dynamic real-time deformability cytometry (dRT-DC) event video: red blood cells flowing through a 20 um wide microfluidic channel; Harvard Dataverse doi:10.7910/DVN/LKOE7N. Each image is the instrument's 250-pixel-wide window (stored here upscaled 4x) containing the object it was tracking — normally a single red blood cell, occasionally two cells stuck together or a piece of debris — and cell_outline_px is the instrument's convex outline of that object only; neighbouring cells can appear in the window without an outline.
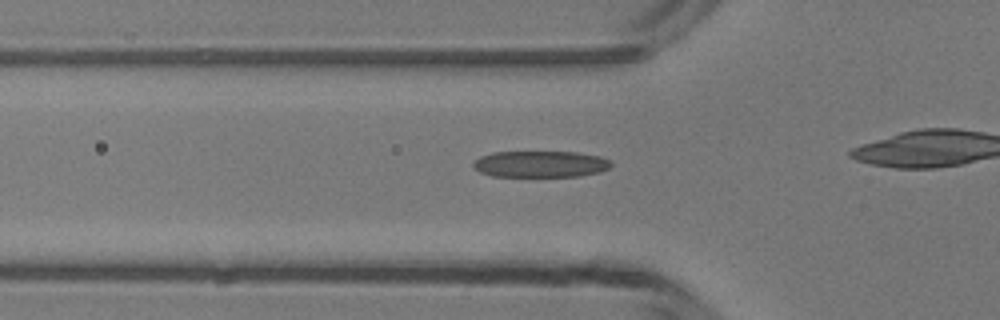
{"species": "common noctule bat (a hibernating species)", "species_latin": "Nyctalus noctula", "temperature_condition": "room temperature", "stored_images_in_passage": 35, "camera_frame_rate_fps": 3000, "um_per_image_px": 0.085, "animal": {"sex": "male", "body_mass_g": 13.3}, "frame": {"image": 1, "passage_image": 13, "time_ms": 4.0, "image_size_px": [1000, 320], "cell_outline_px": [[612, 164], [608, 168], [600, 172], [580, 176], [492, 176], [480, 172], [472, 168], [472, 164], [480, 156], [492, 152], [576, 152], [600, 156], [612, 160]], "centroid_in_image_um": [45.94, 13.94], "position_along_channel_um": 79.9, "area_um2": 21.33}}
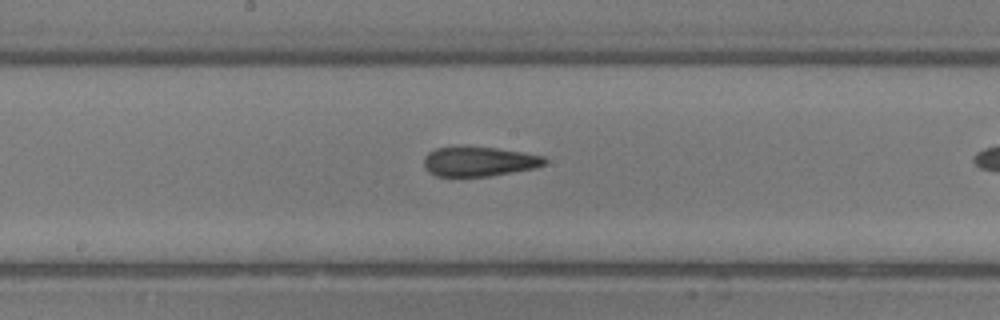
{"frame": {"image": 2, "passage_image": 22, "time_ms": 7.0, "image_size_px": [1000, 320], "cell_outline_px": [[548, 160], [544, 164], [536, 168], [488, 176], [436, 176], [428, 172], [424, 168], [424, 156], [428, 152], [436, 148], [456, 144], [464, 144], [496, 148], [524, 152], [544, 156]], "centroid_in_image_um": [40.67, 13.68], "position_along_channel_um": 207.5, "area_um2": 21.56}}
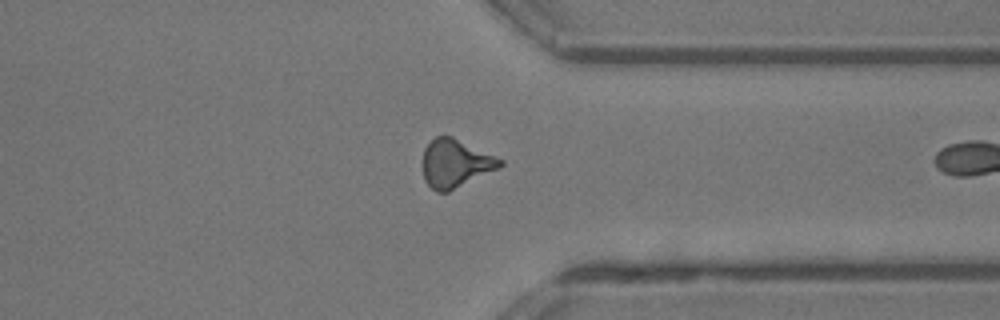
{"frame": {"image": 3, "passage_image": 34, "time_ms": 11.0, "image_size_px": [1000, 320], "cell_outline_px": [[504, 164], [500, 168], [448, 192], [436, 192], [424, 180], [424, 148], [436, 136], [452, 136], [504, 160]], "centroid_in_image_um": [38.74, 13.9], "position_along_channel_um": 372.7, "area_um2": 21.56}}